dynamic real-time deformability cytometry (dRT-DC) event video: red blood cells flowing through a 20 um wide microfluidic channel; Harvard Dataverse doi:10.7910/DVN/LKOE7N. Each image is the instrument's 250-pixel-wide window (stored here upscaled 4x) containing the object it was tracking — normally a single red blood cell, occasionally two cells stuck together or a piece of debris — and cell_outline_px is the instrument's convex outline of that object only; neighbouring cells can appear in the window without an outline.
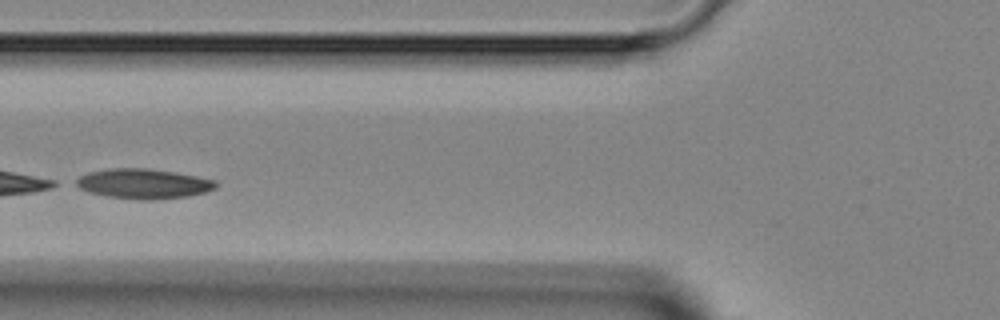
{"species": "Egyptian fruit bat (a non-hibernating species)", "species_latin": "Rousettus aegyptiacus", "temperature_condition": "room temperature", "stored_images_in_passage": 43, "camera_frame_rate_fps": 3000, "um_per_image_px": 0.085, "animal": {"sex": "female"}, "frame": {"image": 1, "passage_image": 13, "time_ms": 4.0, "image_size_px": [1000, 320], "cell_outline_px": [[216, 188], [204, 192], [188, 196], [152, 200], [140, 200], [108, 196], [88, 192], [72, 184], [72, 180], [88, 172], [112, 168], [148, 168], [196, 176], [216, 180]], "centroid_in_image_um": [12.13, 15.61], "position_along_channel_um": 113.7, "area_um2": 24.39}}